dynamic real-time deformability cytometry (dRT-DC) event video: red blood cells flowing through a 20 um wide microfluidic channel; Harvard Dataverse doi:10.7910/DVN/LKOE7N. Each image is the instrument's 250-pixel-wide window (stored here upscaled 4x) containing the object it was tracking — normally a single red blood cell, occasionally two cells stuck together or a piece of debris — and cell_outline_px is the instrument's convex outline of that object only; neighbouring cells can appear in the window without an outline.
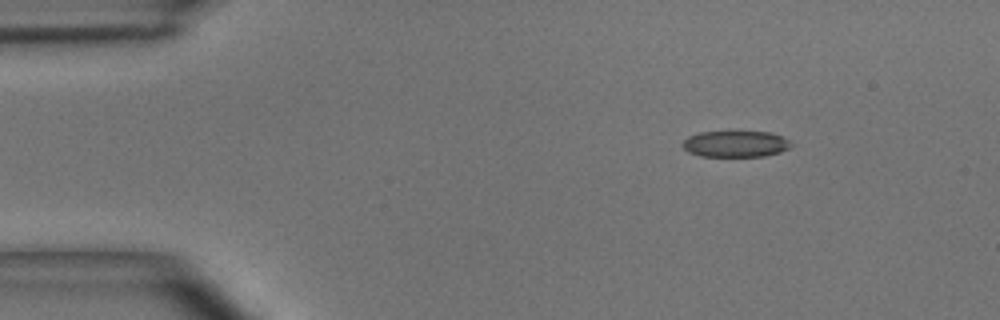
{"species": "common noctule bat (a hibernating species)", "species_latin": "Nyctalus noctula", "temperature_condition": "room temperature", "stored_images_in_passage": 43, "camera_frame_rate_fps": 3000, "um_per_image_px": 0.085, "animal": {"sex": "male", "body_mass_g": 15.6}, "frame": {"image": 1, "passage_image": 1, "time_ms": 0.0, "image_size_px": [1000, 320], "cell_outline_px": [[792, 144], [788, 148], [780, 152], [764, 156], [700, 156], [688, 152], [684, 148], [684, 140], [688, 136], [700, 132], [772, 132], [792, 140]], "centroid_in_image_um": [62.56, 12.23], "position_along_channel_um": 22.4, "area_um2": 16.59}}
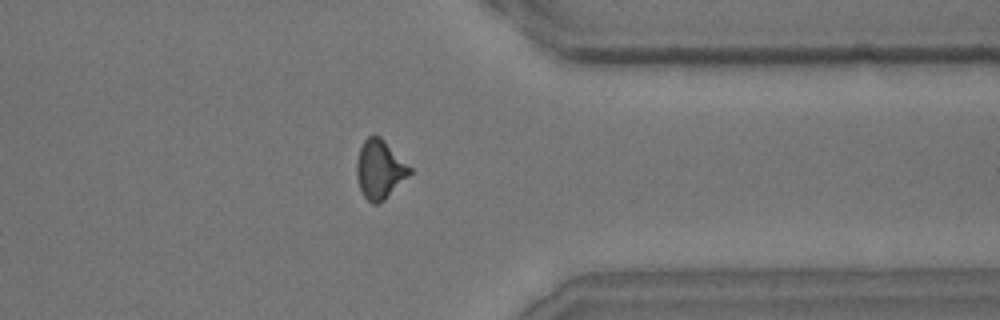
{"frame": {"image": 2, "passage_image": 33, "time_ms": 10.667, "image_size_px": [1000, 320], "cell_outline_px": [[412, 172], [384, 200], [376, 204], [372, 204], [364, 196], [360, 188], [356, 176], [356, 164], [360, 148], [364, 140], [368, 136], [380, 136], [412, 168]], "centroid_in_image_um": [32.27, 14.4], "position_along_channel_um": 379.1, "area_um2": 17.98}}
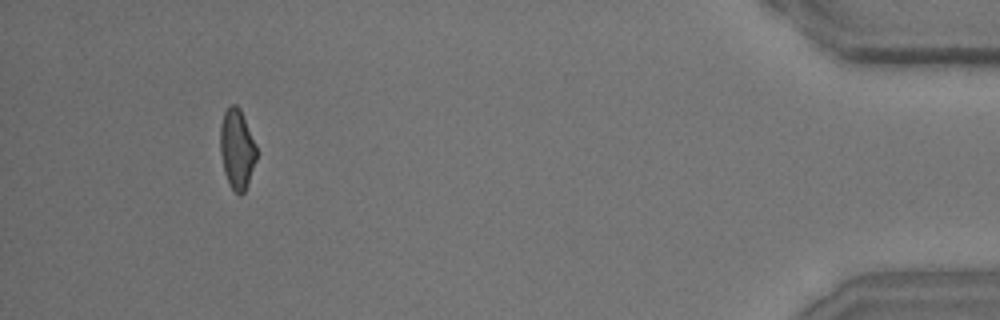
{"frame": {"image": 3, "passage_image": 40, "time_ms": 13.0, "image_size_px": [1000, 320], "cell_outline_px": [[256, 160], [244, 192], [240, 196], [232, 188], [224, 172], [220, 152], [220, 128], [224, 112], [232, 104], [236, 104], [240, 108], [256, 144]], "centroid_in_image_um": [20.14, 12.64], "position_along_channel_um": 415.1, "area_um2": 16.7}, "authors_computed_cell_mechanics": {"area_um2": 17.34, "velocity_mm_per_s": 4.0636, "shape_relaxation_time_tau1_ms": 8.3031, "shape_relaxation_time_tau2_ms": 1.6326, "deformation_change_tau1": 0.1898, "deformation_change_tau2": 0.0935}}